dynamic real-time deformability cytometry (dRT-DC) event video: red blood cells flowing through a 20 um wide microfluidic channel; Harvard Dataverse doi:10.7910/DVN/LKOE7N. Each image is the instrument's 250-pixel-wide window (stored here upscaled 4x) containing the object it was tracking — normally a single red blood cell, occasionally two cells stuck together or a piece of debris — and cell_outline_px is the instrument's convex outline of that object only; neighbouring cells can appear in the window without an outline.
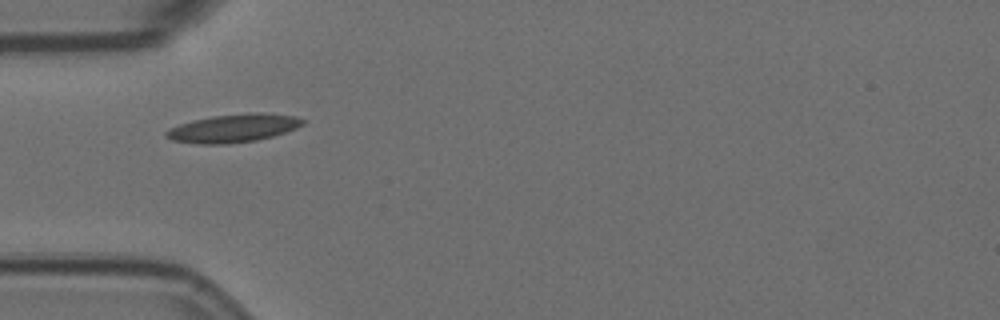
{"species": "Egyptian fruit bat (a non-hibernating species)", "species_latin": "Rousettus aegyptiacus", "temperature_condition": "room temperature", "stored_images_in_passage": 5, "camera_frame_rate_fps": 3000, "um_per_image_px": 0.085, "animal": {"sex": "female"}, "frame": {"image": 1, "passage_image": 1, "time_ms": 0.0, "image_size_px": [1000, 320], "cell_outline_px": [[308, 120], [304, 124], [296, 128], [272, 136], [256, 140], [228, 144], [200, 144], [172, 140], [164, 136], [164, 132], [180, 124], [192, 120], [212, 116], [252, 112], [260, 112], [292, 116]], "centroid_in_image_um": [19.84, 10.89], "position_along_channel_um": 65.2, "area_um2": 22.37}}
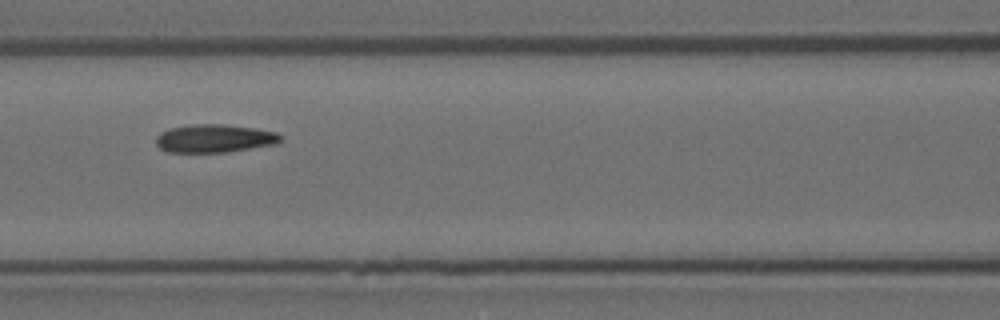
{"frame": {"image": 2, "passage_image": 3, "time_ms": 0.667, "image_size_px": [1000, 320], "cell_outline_px": [[280, 140], [276, 144], [228, 152], [168, 152], [160, 148], [156, 144], [156, 136], [160, 132], [168, 128], [192, 124], [224, 124], [256, 128], [276, 132], [280, 136]], "centroid_in_image_um": [18.2, 11.76], "position_along_channel_um": 148.4, "area_um2": 20.52}}
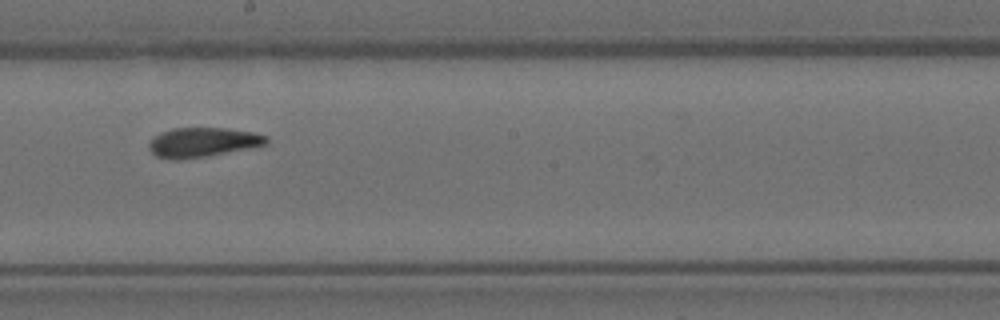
{"frame": {"image": 3, "passage_image": 5, "time_ms": 1.333, "image_size_px": [1000, 320], "cell_outline_px": [[268, 144], [208, 156], [176, 160], [168, 160], [156, 156], [148, 148], [148, 144], [160, 132], [172, 128], [228, 128], [252, 132], [268, 136]], "centroid_in_image_um": [17.22, 12.1], "position_along_channel_um": 231.0, "area_um2": 20.23}}